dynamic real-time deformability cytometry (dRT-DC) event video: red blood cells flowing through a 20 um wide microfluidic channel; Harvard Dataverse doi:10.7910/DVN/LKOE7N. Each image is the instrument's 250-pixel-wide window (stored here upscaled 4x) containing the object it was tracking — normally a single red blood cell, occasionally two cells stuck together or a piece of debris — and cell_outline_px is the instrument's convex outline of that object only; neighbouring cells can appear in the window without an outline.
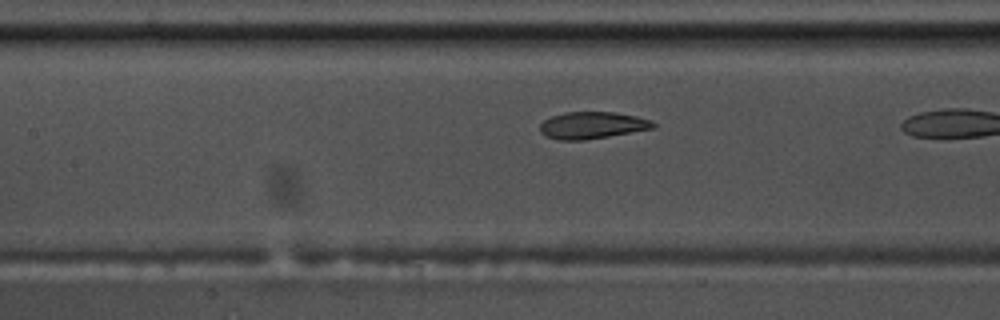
{"species": "common noctule bat (a hibernating species)", "species_latin": "Nyctalus noctula", "temperature_condition": "warm", "stored_images_in_passage": 8, "camera_frame_rate_fps": 3000, "um_per_image_px": 0.085, "animal": {"sex": "male", "body_mass_g": 17.5, "forearm_length_mm": 52.3}, "frame": {"image": 1, "passage_image": 5, "time_ms": 1.333, "image_size_px": [1000, 320], "cell_outline_px": [[656, 128], [584, 140], [560, 140], [548, 136], [540, 132], [540, 124], [544, 120], [552, 116], [564, 112], [616, 112], [636, 116], [652, 120], [656, 124]], "centroid_in_image_um": [50.37, 10.64], "position_along_channel_um": 157.0, "area_um2": 17.74}}